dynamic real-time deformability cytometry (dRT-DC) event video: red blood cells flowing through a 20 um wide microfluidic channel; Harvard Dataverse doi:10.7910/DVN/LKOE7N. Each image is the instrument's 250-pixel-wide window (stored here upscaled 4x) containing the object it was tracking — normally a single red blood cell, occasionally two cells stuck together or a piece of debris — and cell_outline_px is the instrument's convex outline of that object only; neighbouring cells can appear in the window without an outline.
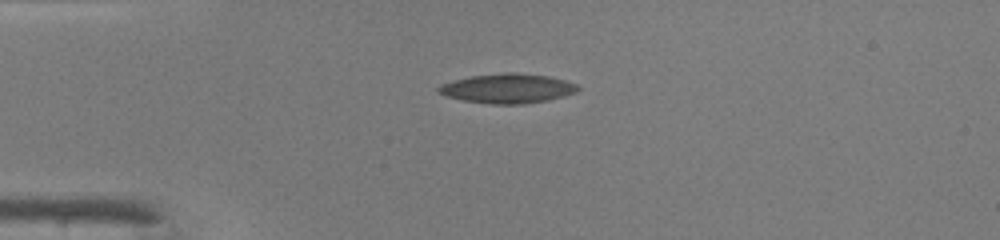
{"species": "common noctule bat (a hibernating species)", "species_latin": "Nyctalus noctula", "temperature_condition": "warm", "stored_images_in_passage": 39, "camera_frame_rate_fps": 3000, "um_per_image_px": 0.085, "animal": {"sex": "male", "body_mass_g": 19.0, "forearm_length_mm": 50.8}, "frame": {"image": 1, "passage_image": 1, "time_ms": 0.0, "image_size_px": [1000, 240], "cell_outline_px": [[580, 88], [576, 92], [564, 96], [524, 104], [492, 104], [464, 100], [448, 96], [436, 92], [436, 88], [440, 84], [472, 76], [508, 72], [512, 72], [548, 76], [564, 80], [576, 84]], "centroid_in_image_um": [43.14, 7.51], "position_along_channel_um": 41.9, "area_um2": 23.64}}
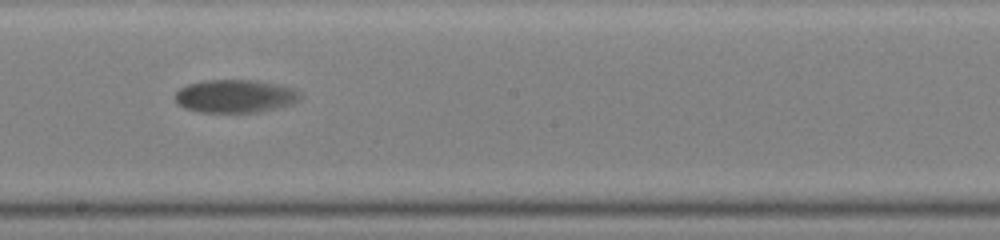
{"frame": {"image": 2, "passage_image": 17, "time_ms": 5.333, "image_size_px": [1000, 240], "cell_outline_px": [[304, 96], [292, 104], [260, 112], [200, 112], [184, 108], [176, 104], [176, 92], [180, 88], [188, 84], [204, 80], [256, 80], [276, 84], [292, 88], [300, 92]], "centroid_in_image_um": [19.99, 8.17], "position_along_channel_um": 228.2, "area_um2": 24.22}}
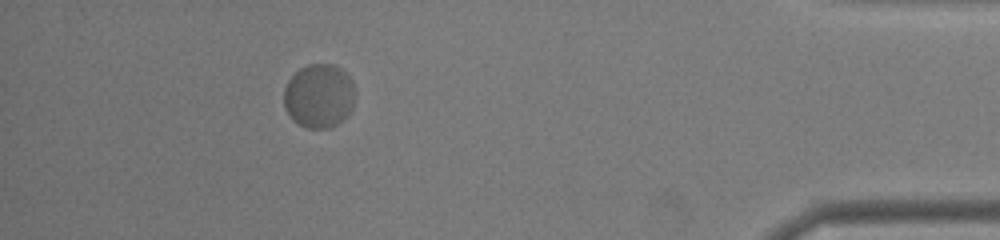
{"frame": {"image": 3, "passage_image": 34, "time_ms": 11.0, "image_size_px": [1000, 240], "cell_outline_px": [[352, 108], [340, 124], [328, 128], [304, 128], [292, 120], [284, 108], [284, 88], [288, 80], [300, 68], [308, 64], [332, 64], [340, 68], [352, 80]], "centroid_in_image_um": [27.07, 8.17], "position_along_channel_um": 408.1, "area_um2": 26.53}, "authors_computed_cell_mechanics": {"area_um2": 24.6228, "velocity_mm_per_s": 4.04, "shape_relaxation_time_tau1_ms": 5.3104, "shape_relaxation_time_tau2_ms": null, "deformation_change_tau1": 0.1528, "deformation_change_tau2": null}}